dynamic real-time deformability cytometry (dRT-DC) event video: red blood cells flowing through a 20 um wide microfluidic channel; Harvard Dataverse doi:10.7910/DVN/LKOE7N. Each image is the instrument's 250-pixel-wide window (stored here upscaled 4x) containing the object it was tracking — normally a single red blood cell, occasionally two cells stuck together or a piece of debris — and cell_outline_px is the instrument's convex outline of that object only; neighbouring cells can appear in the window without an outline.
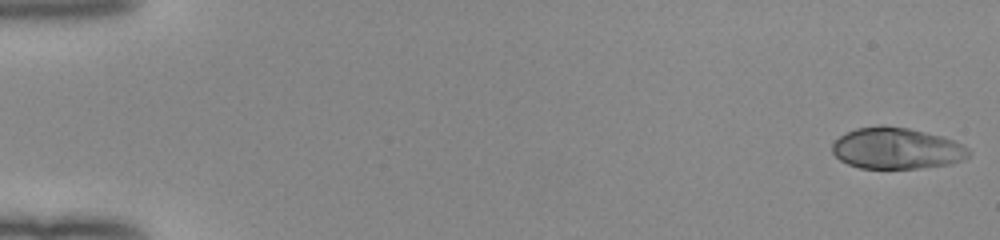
{"species": "human", "species_latin": "Homo sapiens", "temperature_condition": "room temperature", "stored_images_in_passage": 52, "camera_frame_rate_fps": 3000, "um_per_image_px": 0.085, "donor": {"sex": "female"}, "frame": {"image": 1, "passage_image": 1, "time_ms": 0.0, "image_size_px": [1000, 240], "cell_outline_px": [[972, 152], [964, 160], [952, 164], [920, 168], [860, 168], [848, 164], [840, 160], [832, 152], [832, 144], [840, 136], [856, 128], [880, 124], [884, 124], [908, 128], [940, 136], [952, 140], [968, 148]], "centroid_in_image_um": [76.21, 12.61], "position_along_channel_um": 8.8, "area_um2": 32.95}}
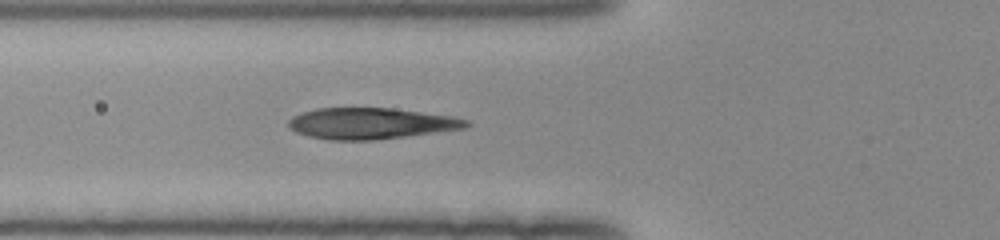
{"frame": {"image": 2, "passage_image": 20, "time_ms": 6.333, "image_size_px": [1000, 240], "cell_outline_px": [[472, 124], [468, 128], [376, 140], [332, 140], [308, 136], [296, 132], [288, 128], [288, 120], [292, 116], [316, 108], [392, 108], [456, 116], [468, 120]], "centroid_in_image_um": [31.57, 10.49], "position_along_channel_um": 94.2, "area_um2": 32.6}}
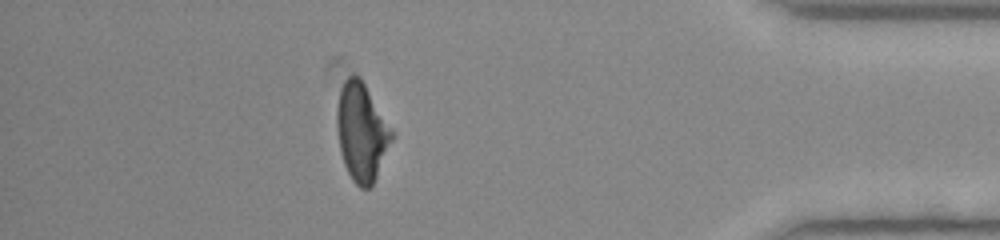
{"frame": {"image": 3, "passage_image": 46, "time_ms": 15.0, "image_size_px": [1000, 240], "cell_outline_px": [[392, 140], [376, 176], [372, 184], [368, 188], [360, 188], [352, 180], [344, 164], [340, 152], [336, 128], [336, 112], [340, 88], [344, 80], [348, 76], [356, 76], [364, 84], [392, 128]], "centroid_in_image_um": [30.71, 11.23], "position_along_channel_um": 404.5, "area_um2": 30.87}, "authors_computed_cell_mechanics": {"area_um2": 32.5125, "velocity_mm_per_s": 4.0137, "shape_relaxation_time_tau1_ms": 4.2204, "shape_relaxation_time_tau2_ms": 1.1321, "deformation_change_tau1": 0.2069, "deformation_change_tau2": 0.0531}}